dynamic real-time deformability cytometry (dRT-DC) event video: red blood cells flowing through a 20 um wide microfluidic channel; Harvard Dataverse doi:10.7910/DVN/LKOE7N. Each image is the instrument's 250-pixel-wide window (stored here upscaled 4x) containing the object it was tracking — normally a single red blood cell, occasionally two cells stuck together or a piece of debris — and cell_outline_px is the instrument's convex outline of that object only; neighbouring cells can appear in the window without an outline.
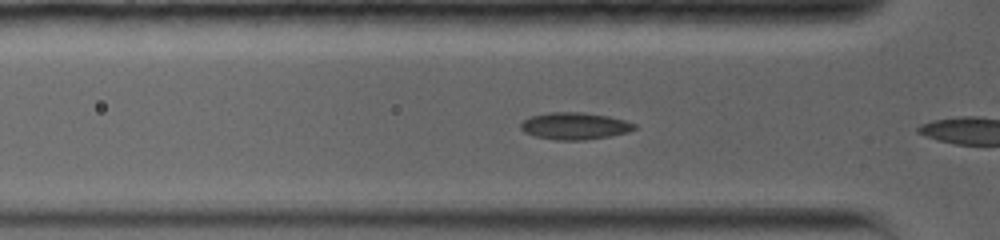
{"species": "common noctule bat (a hibernating species)", "species_latin": "Nyctalus noctula", "temperature_condition": "warm", "stored_images_in_passage": 8, "camera_frame_rate_fps": 5000, "um_per_image_px": 0.085, "animal": {"sex": "female", "body_mass_g": 19.0, "forearm_length_mm": 56.7}, "frame": {"image": 1, "passage_image": 6, "time_ms": 1.2, "image_size_px": [1000, 240], "cell_outline_px": [[636, 128], [628, 132], [608, 136], [584, 140], [556, 140], [536, 136], [524, 132], [520, 128], [520, 124], [524, 120], [532, 116], [548, 112], [584, 112], [608, 116], [624, 120], [636, 124]], "centroid_in_image_um": [48.84, 10.7], "position_along_channel_um": 77.0, "area_um2": 17.8}}